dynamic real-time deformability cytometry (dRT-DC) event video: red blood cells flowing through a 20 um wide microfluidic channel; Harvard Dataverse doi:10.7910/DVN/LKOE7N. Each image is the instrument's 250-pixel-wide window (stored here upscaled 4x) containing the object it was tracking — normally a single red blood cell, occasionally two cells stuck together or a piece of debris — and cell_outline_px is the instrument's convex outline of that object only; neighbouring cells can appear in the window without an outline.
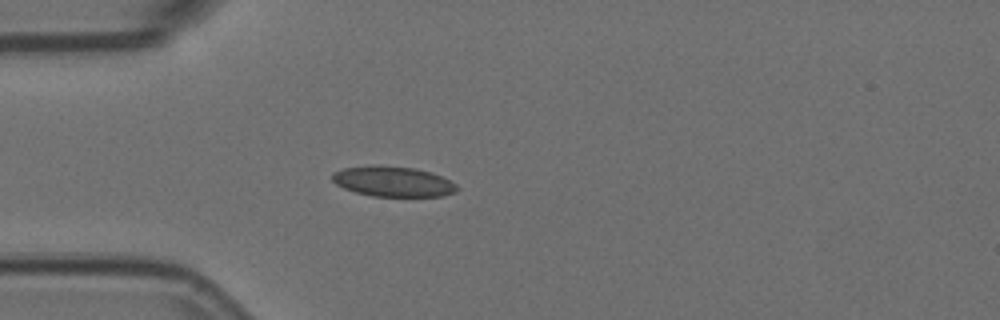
{"species": "Egyptian fruit bat (a non-hibernating species)", "species_latin": "Rousettus aegyptiacus", "temperature_condition": "room temperature", "stored_images_in_passage": 5, "camera_frame_rate_fps": 3000, "um_per_image_px": 0.085, "animal": {"sex": "female"}, "frame": {"image": 1, "passage_image": 4, "time_ms": 1.0, "image_size_px": [1000, 320], "cell_outline_px": [[460, 188], [456, 192], [444, 196], [372, 196], [356, 192], [344, 188], [336, 184], [332, 180], [332, 172], [344, 168], [376, 164], [412, 168], [432, 172], [456, 184]], "centroid_in_image_um": [33.4, 15.42], "position_along_channel_um": 51.6, "area_um2": 22.08}}